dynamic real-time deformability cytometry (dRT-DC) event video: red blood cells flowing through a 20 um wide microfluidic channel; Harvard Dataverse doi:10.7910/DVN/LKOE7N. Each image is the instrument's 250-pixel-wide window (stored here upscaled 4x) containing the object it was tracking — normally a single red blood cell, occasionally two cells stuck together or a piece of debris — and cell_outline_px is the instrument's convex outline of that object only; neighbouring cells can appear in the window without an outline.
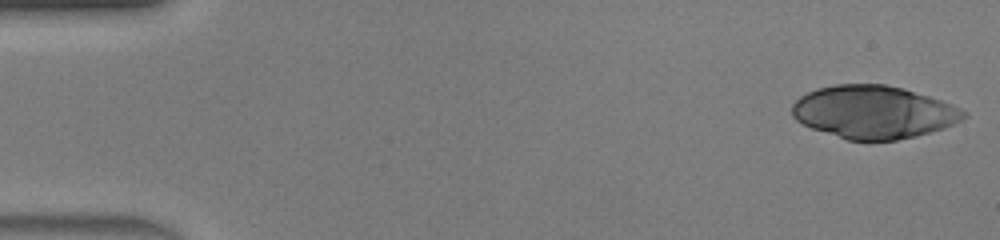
{"species": "human", "species_latin": "Homo sapiens", "temperature_condition": "warm", "stored_images_in_passage": 12, "camera_frame_rate_fps": 3000, "um_per_image_px": 0.085, "donor": {"sex": "male"}, "frame": {"image": 1, "passage_image": 1, "time_ms": 0.0, "image_size_px": [1000, 240], "cell_outline_px": [[968, 116], [944, 128], [916, 136], [896, 140], [848, 140], [812, 128], [796, 120], [792, 116], [792, 104], [800, 96], [816, 88], [836, 84], [884, 84], [904, 88], [952, 104], [968, 112]], "centroid_in_image_um": [74.25, 9.52], "position_along_channel_um": 10.7, "area_um2": 52.77}}